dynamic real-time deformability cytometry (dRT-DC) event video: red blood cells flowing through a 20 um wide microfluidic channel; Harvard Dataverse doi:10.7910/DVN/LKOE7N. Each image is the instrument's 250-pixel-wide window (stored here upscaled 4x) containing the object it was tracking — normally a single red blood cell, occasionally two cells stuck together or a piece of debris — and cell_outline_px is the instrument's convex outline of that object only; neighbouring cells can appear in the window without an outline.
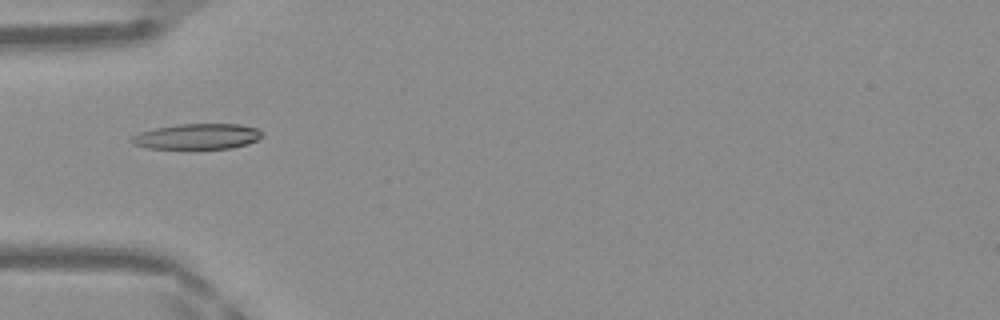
{"species": "Egyptian fruit bat (a non-hibernating species)", "species_latin": "Rousettus aegyptiacus", "temperature_condition": "warm", "stored_images_in_passage": 33, "camera_frame_rate_fps": 3000, "um_per_image_px": 0.085, "frame": {"image": 1, "passage_image": 1, "time_ms": 0.0, "image_size_px": [1000, 320], "cell_outline_px": [[264, 136], [248, 144], [232, 148], [148, 148], [132, 144], [128, 140], [132, 136], [140, 132], [156, 128], [176, 124], [240, 124], [256, 128]], "centroid_in_image_um": [16.75, 11.59], "position_along_channel_um": 68.3, "area_um2": 19.36}}
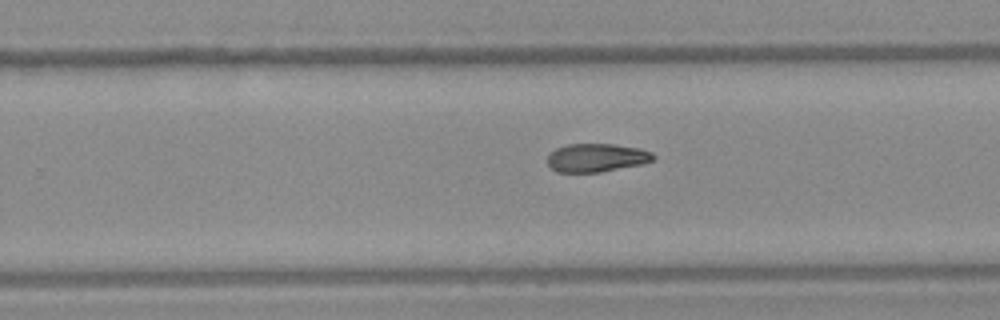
{"frame": {"image": 2, "passage_image": 16, "time_ms": 5.0, "image_size_px": [1000, 320], "cell_outline_px": [[656, 160], [640, 164], [600, 172], [556, 172], [548, 164], [548, 156], [556, 148], [568, 144], [612, 144], [640, 148], [652, 152], [656, 156]], "centroid_in_image_um": [50.73, 13.4], "position_along_channel_um": 279.1, "area_um2": 17.46}}
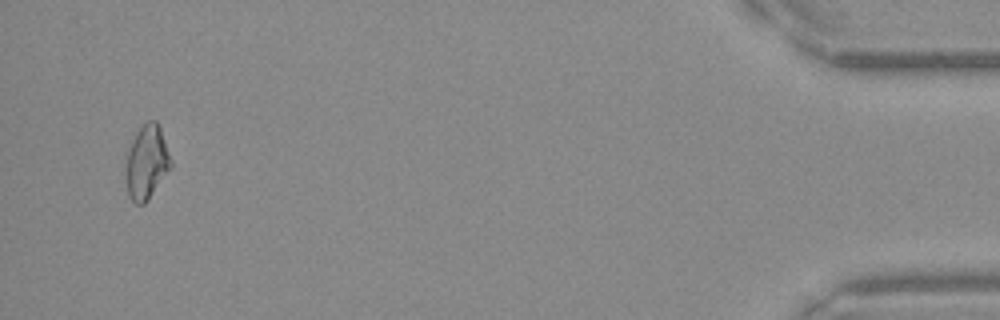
{"frame": {"image": 3, "passage_image": 32, "time_ms": 10.333, "image_size_px": [1000, 320], "cell_outline_px": [[172, 164], [148, 200], [144, 204], [136, 204], [128, 196], [124, 176], [128, 148], [136, 132], [148, 120], [156, 120], [160, 128], [172, 160]], "centroid_in_image_um": [12.43, 13.8], "position_along_channel_um": 422.8, "area_um2": 19.42}, "authors_computed_cell_mechanics": {"area_um2": 18.3226, "velocity_mm_per_s": 4.2024, "shape_relaxation_time_tau1_ms": null, "shape_relaxation_time_tau2_ms": 4.4065, "deformation_change_tau1": null, "deformation_change_tau2": 0.1283}}